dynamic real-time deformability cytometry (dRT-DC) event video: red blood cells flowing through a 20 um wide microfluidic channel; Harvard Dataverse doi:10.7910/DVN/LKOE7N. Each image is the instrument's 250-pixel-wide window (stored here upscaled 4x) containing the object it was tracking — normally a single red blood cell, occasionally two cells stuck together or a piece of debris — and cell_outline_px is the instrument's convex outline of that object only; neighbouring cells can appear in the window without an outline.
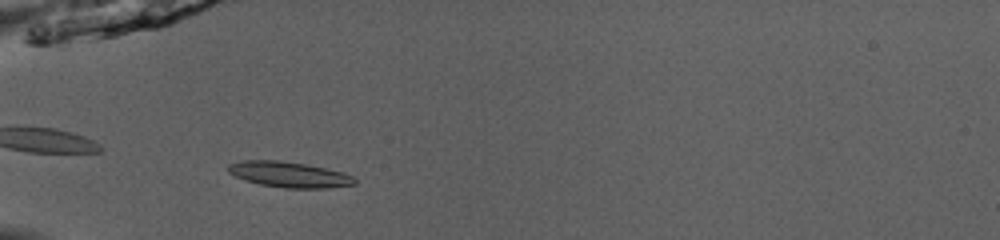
{"species": "common noctule bat (a hibernating species)", "species_latin": "Nyctalus noctula", "temperature_condition": "room temperature", "stored_images_in_passage": 35, "camera_frame_rate_fps": 3000, "um_per_image_px": 0.085, "animal": {"sex": "male", "body_mass_g": 13.0, "forearm_length_mm": 53.1}, "frame": {"image": 1, "passage_image": 2, "time_ms": 0.333, "image_size_px": [1000, 240], "cell_outline_px": [[356, 184], [324, 188], [284, 188], [260, 184], [244, 180], [228, 172], [228, 164], [244, 160], [280, 160], [304, 164], [344, 172], [352, 176], [356, 180]], "centroid_in_image_um": [24.57, 14.83], "position_along_channel_um": 60.4, "area_um2": 18.79}}
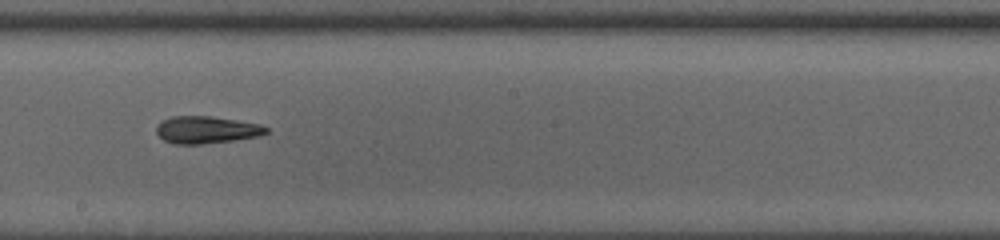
{"frame": {"image": 2, "passage_image": 15, "time_ms": 4.667, "image_size_px": [1000, 240], "cell_outline_px": [[268, 132], [260, 136], [232, 140], [200, 144], [172, 144], [164, 140], [156, 132], [156, 128], [160, 120], [172, 116], [208, 116], [236, 120], [260, 124], [268, 128]], "centroid_in_image_um": [17.52, 11.03], "position_along_channel_um": 230.7, "area_um2": 17.4}}
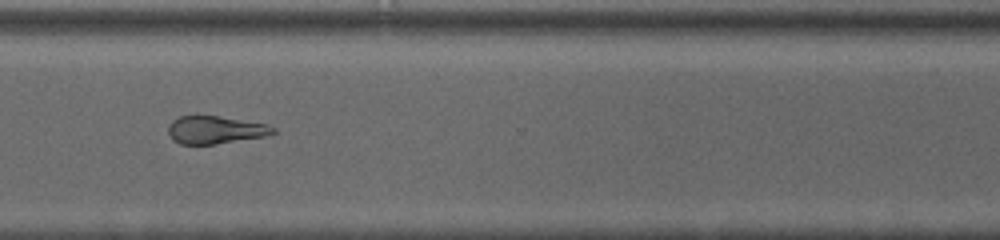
{"frame": {"image": 3, "passage_image": 24, "time_ms": 7.667, "image_size_px": [1000, 240], "cell_outline_px": [[276, 132], [264, 136], [216, 144], [180, 144], [172, 140], [168, 132], [168, 128], [172, 120], [180, 116], [220, 116], [268, 124], [276, 128]], "centroid_in_image_um": [18.3, 11.04], "position_along_channel_um": 352.3, "area_um2": 16.94}, "authors_computed_cell_mechanics": {"area_um2": 17.8024, "velocity_mm_per_s": 4.0703, "shape_relaxation_time_tau1_ms": 2.4306, "shape_relaxation_time_tau2_ms": 2.7035, "deformation_change_tau1": 0.1056, "deformation_change_tau2": 0.1316}}